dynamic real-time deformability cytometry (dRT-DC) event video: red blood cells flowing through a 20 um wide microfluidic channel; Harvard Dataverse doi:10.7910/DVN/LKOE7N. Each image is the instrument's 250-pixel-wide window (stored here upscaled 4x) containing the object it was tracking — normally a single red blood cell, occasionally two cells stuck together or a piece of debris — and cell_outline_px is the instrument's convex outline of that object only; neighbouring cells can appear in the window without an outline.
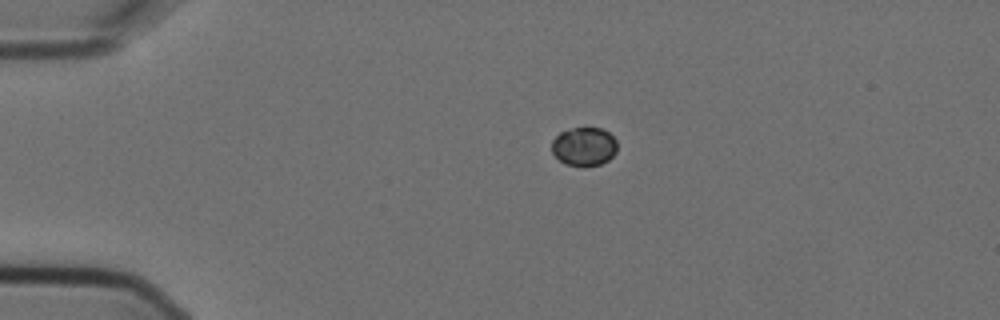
{"species": "Egyptian fruit bat (a non-hibernating species)", "species_latin": "Rousettus aegyptiacus", "temperature_condition": "cold", "stored_images_in_passage": 2, "camera_frame_rate_fps": 3000, "um_per_image_px": 0.085, "animal": {"sex": "female"}, "frame": {"image": 1, "passage_image": 1, "time_ms": 0.0, "image_size_px": [1000, 320], "cell_outline_px": [[616, 152], [608, 160], [600, 164], [584, 168], [564, 164], [552, 152], [552, 140], [560, 132], [572, 128], [604, 128], [616, 140]], "centroid_in_image_um": [49.64, 12.47], "position_along_channel_um": 35.4, "area_um2": 14.91}}